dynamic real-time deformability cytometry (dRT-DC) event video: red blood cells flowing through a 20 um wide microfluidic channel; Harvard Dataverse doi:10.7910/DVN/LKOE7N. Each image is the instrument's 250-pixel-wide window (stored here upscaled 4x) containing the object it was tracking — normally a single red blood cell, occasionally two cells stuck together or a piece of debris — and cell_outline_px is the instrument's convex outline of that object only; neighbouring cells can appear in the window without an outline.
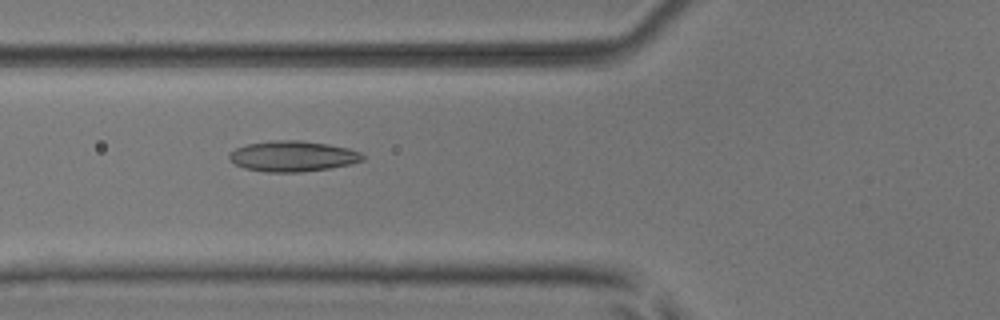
{"species": "common noctule bat (a hibernating species)", "species_latin": "Nyctalus noctula", "temperature_condition": "room temperature", "stored_images_in_passage": 7, "camera_frame_rate_fps": 3000, "um_per_image_px": 0.085, "animal": {"sex": "male", "body_mass_g": 17.9, "forearm_length_mm": 54.2}, "frame": {"image": 1, "passage_image": 5, "time_ms": 1.333, "image_size_px": [1000, 320], "cell_outline_px": [[364, 160], [352, 164], [328, 168], [300, 172], [268, 172], [244, 168], [236, 164], [228, 156], [236, 148], [248, 144], [276, 140], [300, 140], [328, 144], [348, 148], [360, 152], [364, 156]], "centroid_in_image_um": [24.92, 13.28], "position_along_channel_um": 100.9, "area_um2": 23.58}}
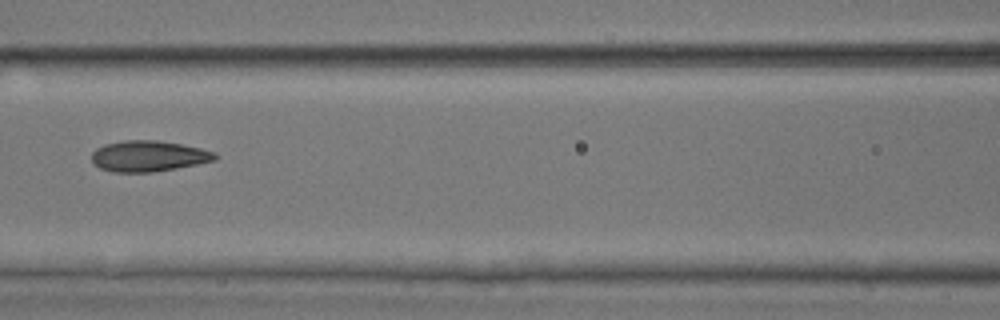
{"frame": {"image": 2, "passage_image": 6, "time_ms": 1.667, "image_size_px": [1000, 320], "cell_outline_px": [[220, 156], [216, 160], [176, 168], [152, 172], [112, 172], [100, 168], [92, 164], [92, 152], [96, 148], [104, 144], [124, 140], [156, 140], [180, 144], [200, 148], [216, 152]], "centroid_in_image_um": [12.61, 13.27], "position_along_channel_um": 154.0, "area_um2": 22.31}}
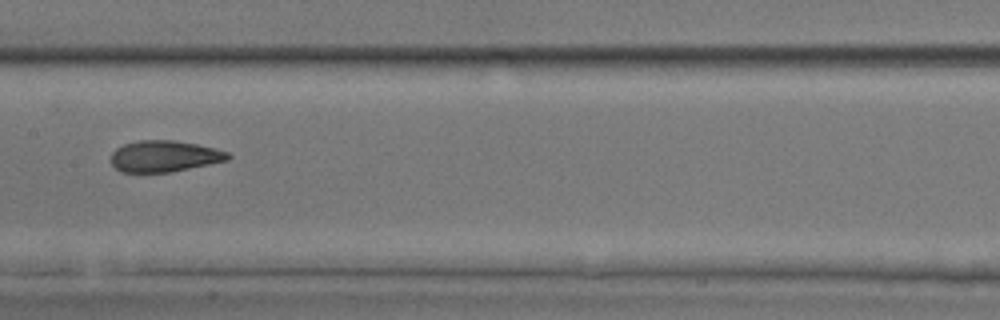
{"frame": {"image": 3, "passage_image": 7, "time_ms": 2.0, "image_size_px": [1000, 320], "cell_outline_px": [[232, 156], [228, 160], [172, 172], [120, 172], [112, 164], [112, 152], [116, 148], [124, 144], [140, 140], [176, 140], [196, 144], [228, 152]], "centroid_in_image_um": [13.97, 13.28], "position_along_channel_um": 193.4, "area_um2": 21.27}}